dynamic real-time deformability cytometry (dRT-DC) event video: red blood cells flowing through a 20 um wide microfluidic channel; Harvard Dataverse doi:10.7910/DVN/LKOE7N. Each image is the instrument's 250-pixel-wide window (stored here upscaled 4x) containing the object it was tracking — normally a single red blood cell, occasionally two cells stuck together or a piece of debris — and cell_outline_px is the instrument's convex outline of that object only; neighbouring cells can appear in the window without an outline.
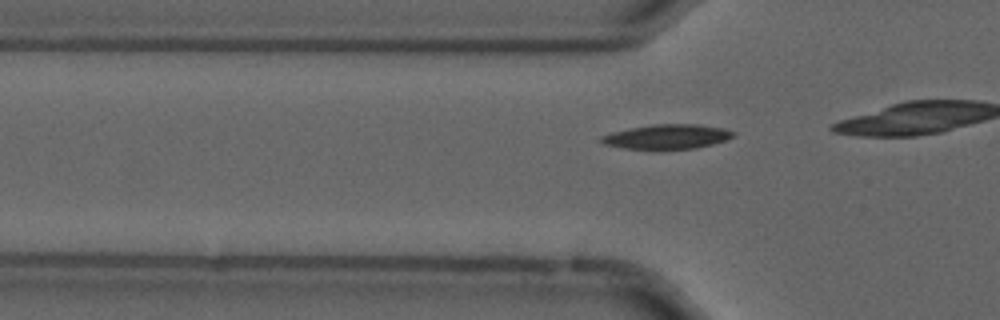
{"species": "common noctule bat (a hibernating species)", "species_latin": "Nyctalus noctula", "temperature_condition": "cold", "stored_images_in_passage": 19, "camera_frame_rate_fps": 3000, "um_per_image_px": 0.085, "animal": {"sex": "male", "forearm_length_mm": 52.5}, "frame": {"image": 1, "passage_image": 14, "time_ms": 4.333, "image_size_px": [1000, 320], "cell_outline_px": [[736, 136], [712, 144], [696, 148], [624, 148], [604, 144], [600, 140], [600, 136], [612, 132], [628, 128], [652, 124], [696, 124], [724, 128], [736, 132]], "centroid_in_image_um": [56.72, 11.59], "position_along_channel_um": 69.1, "area_um2": 18.67}}